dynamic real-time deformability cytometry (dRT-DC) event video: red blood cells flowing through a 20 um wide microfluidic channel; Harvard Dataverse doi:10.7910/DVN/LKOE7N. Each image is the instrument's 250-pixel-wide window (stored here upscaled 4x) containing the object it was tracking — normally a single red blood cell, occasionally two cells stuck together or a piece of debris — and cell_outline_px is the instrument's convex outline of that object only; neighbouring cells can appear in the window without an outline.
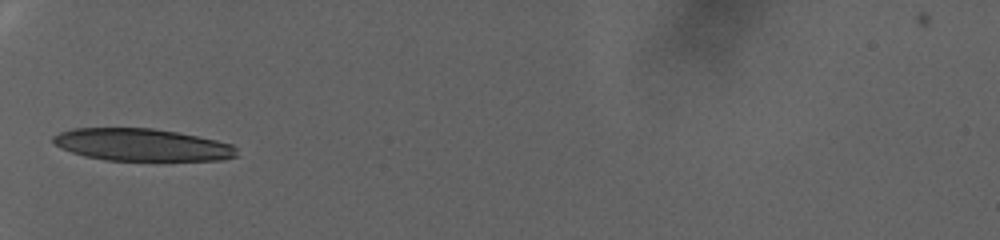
{"species": "human", "species_latin": "Homo sapiens", "temperature_condition": "warm", "stored_images_in_passage": 32, "camera_frame_rate_fps": 3000, "um_per_image_px": 0.085, "donor": {"sex": "female"}, "frame": {"image": 1, "passage_image": 1, "time_ms": 0.0, "image_size_px": [1000, 240], "cell_outline_px": [[236, 156], [220, 160], [104, 160], [84, 156], [72, 152], [56, 144], [52, 140], [52, 136], [60, 132], [72, 128], [152, 128], [176, 132], [216, 140], [232, 144], [236, 148]], "centroid_in_image_um": [12.04, 12.3], "position_along_channel_um": 73.0, "area_um2": 34.28}}
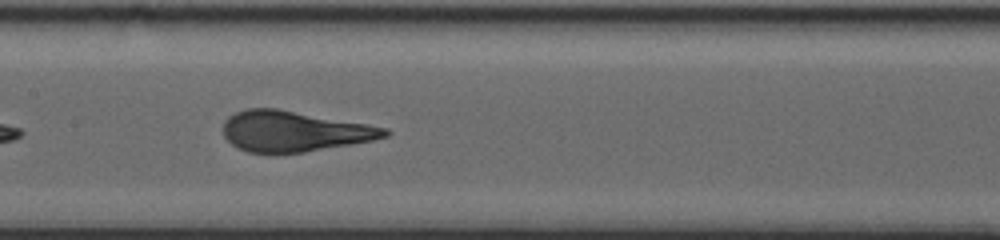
{"frame": {"image": 2, "passage_image": 16, "time_ms": 5.0, "image_size_px": [1000, 240], "cell_outline_px": [[392, 132], [388, 136], [372, 140], [304, 152], [248, 152], [236, 148], [224, 136], [224, 120], [228, 116], [236, 112], [248, 108], [276, 108], [388, 128]], "centroid_in_image_um": [24.97, 11.15], "position_along_channel_um": 182.4, "area_um2": 37.74}}
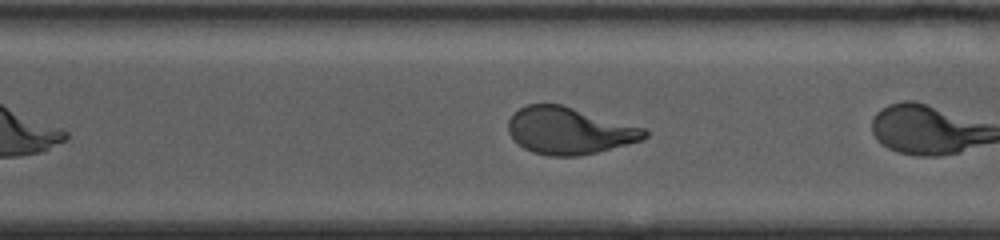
{"frame": {"image": 3, "passage_image": 30, "time_ms": 9.667, "image_size_px": [1000, 240], "cell_outline_px": [[648, 136], [644, 140], [596, 152], [576, 156], [548, 156], [532, 152], [524, 148], [508, 132], [508, 120], [512, 112], [528, 104], [560, 104], [644, 128], [648, 132]], "centroid_in_image_um": [48.37, 11.11], "position_along_channel_um": 322.2, "area_um2": 37.05}}